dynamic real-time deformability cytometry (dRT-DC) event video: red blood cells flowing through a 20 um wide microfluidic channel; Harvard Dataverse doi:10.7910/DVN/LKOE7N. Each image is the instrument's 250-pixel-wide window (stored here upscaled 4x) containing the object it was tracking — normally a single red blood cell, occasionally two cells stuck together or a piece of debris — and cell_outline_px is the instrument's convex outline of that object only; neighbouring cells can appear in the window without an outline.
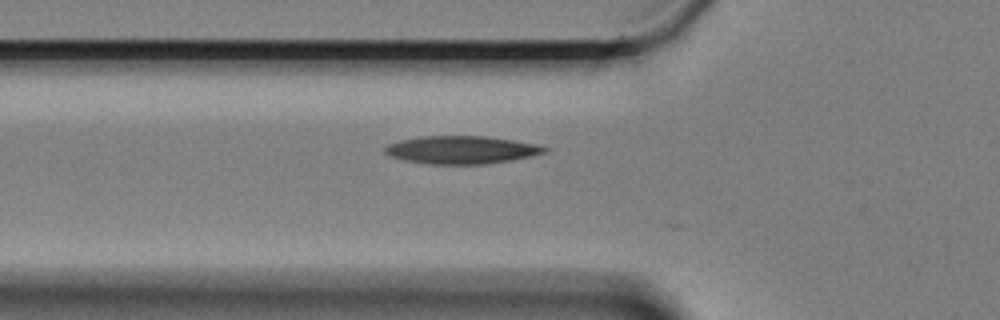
{"species": "Egyptian fruit bat (a non-hibernating species)", "species_latin": "Rousettus aegyptiacus", "temperature_condition": "cold", "stored_images_in_passage": 13, "camera_frame_rate_fps": 3000, "um_per_image_px": 0.085, "animal": {"sex": "female"}, "frame": {"image": 1, "passage_image": 2, "time_ms": 0.333, "image_size_px": [1000, 320], "cell_outline_px": [[548, 148], [544, 152], [512, 160], [484, 164], [428, 164], [404, 160], [392, 156], [384, 152], [384, 148], [388, 144], [400, 140], [424, 136], [488, 136], [536, 144]], "centroid_in_image_um": [39.19, 12.73], "position_along_channel_um": 86.6, "area_um2": 25.66}}
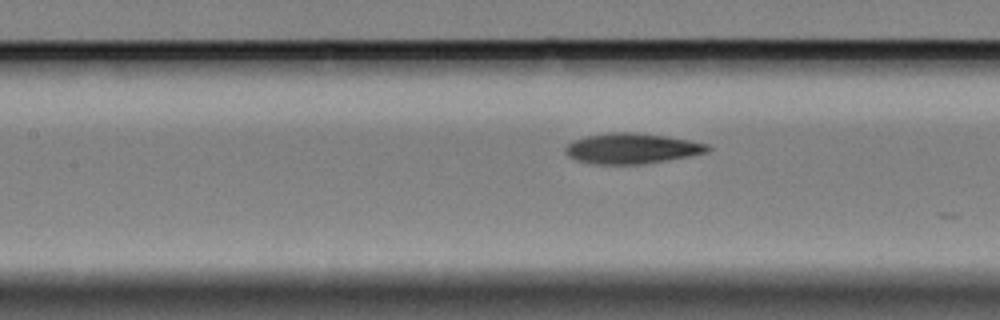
{"frame": {"image": 2, "passage_image": 8, "time_ms": 2.333, "image_size_px": [1000, 320], "cell_outline_px": [[712, 148], [708, 152], [688, 156], [644, 164], [596, 164], [576, 160], [568, 156], [564, 152], [564, 148], [572, 140], [588, 136], [612, 132], [632, 132], [664, 136], [688, 140], [708, 144]], "centroid_in_image_um": [53.68, 12.62], "position_along_channel_um": 153.7, "area_um2": 25.09}}
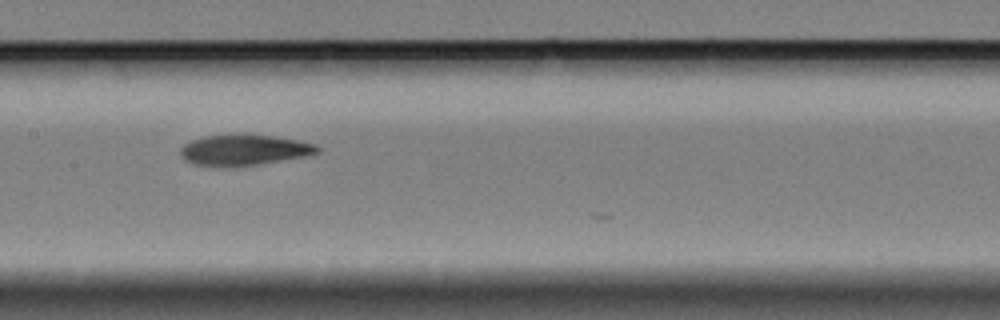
{"frame": {"image": 3, "passage_image": 11, "time_ms": 3.333, "image_size_px": [1000, 320], "cell_outline_px": [[320, 152], [304, 156], [256, 164], [196, 164], [184, 160], [180, 156], [180, 148], [184, 144], [192, 140], [204, 136], [236, 132], [248, 132], [296, 140], [316, 144], [320, 148]], "centroid_in_image_um": [20.74, 12.67], "position_along_channel_um": 186.7, "area_um2": 24.28}}